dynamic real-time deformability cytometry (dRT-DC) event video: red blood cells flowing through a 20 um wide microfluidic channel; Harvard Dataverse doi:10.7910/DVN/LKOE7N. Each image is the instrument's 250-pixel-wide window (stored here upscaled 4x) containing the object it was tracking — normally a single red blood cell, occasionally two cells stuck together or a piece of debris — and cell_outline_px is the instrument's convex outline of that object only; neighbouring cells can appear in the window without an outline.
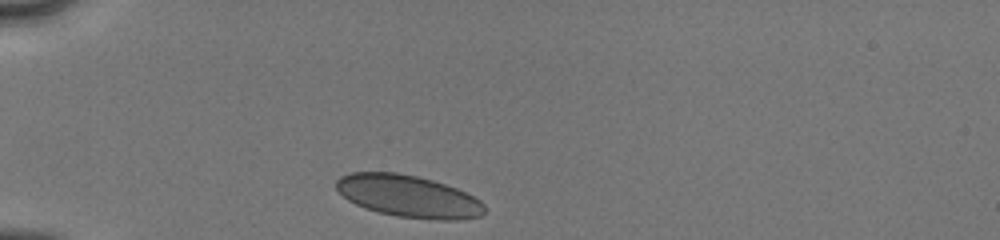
{"species": "human", "species_latin": "Homo sapiens", "temperature_condition": "cold", "stored_images_in_passage": 15, "camera_frame_rate_fps": 3000, "um_per_image_px": 0.085, "donor": {"sex": "male"}, "frame": {"image": 1, "passage_image": 1, "time_ms": 0.0, "image_size_px": [1000, 240], "cell_outline_px": [[484, 212], [480, 216], [460, 220], [436, 220], [396, 216], [364, 208], [348, 200], [336, 188], [336, 180], [340, 176], [352, 172], [396, 172], [416, 176], [432, 180], [456, 188], [480, 200], [484, 204]], "centroid_in_image_um": [34.7, 16.68], "position_along_channel_um": 50.3, "area_um2": 36.24}}
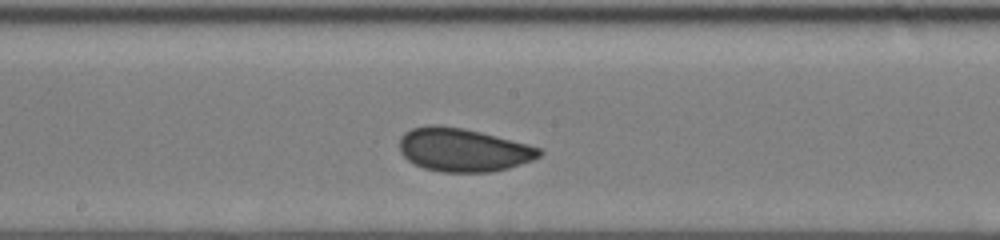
{"frame": {"image": 2, "passage_image": 9, "time_ms": 4.667, "image_size_px": [1000, 240], "cell_outline_px": [[544, 152], [540, 156], [532, 160], [508, 168], [492, 172], [440, 172], [424, 168], [408, 160], [400, 152], [400, 136], [404, 132], [412, 128], [432, 124], [436, 124], [464, 128], [528, 144], [540, 148]], "centroid_in_image_um": [39.36, 12.73], "position_along_channel_um": 208.8, "area_um2": 35.37}}
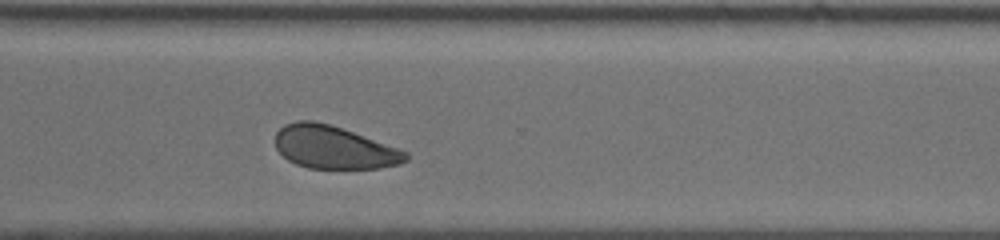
{"frame": {"image": 3, "passage_image": 15, "time_ms": 8.0, "image_size_px": [1000, 240], "cell_outline_px": [[408, 160], [400, 164], [380, 168], [308, 168], [296, 164], [288, 160], [276, 148], [276, 132], [284, 124], [296, 120], [312, 120], [328, 124], [352, 132], [408, 152]], "centroid_in_image_um": [28.36, 12.53], "position_along_channel_um": 342.2, "area_um2": 32.25}}